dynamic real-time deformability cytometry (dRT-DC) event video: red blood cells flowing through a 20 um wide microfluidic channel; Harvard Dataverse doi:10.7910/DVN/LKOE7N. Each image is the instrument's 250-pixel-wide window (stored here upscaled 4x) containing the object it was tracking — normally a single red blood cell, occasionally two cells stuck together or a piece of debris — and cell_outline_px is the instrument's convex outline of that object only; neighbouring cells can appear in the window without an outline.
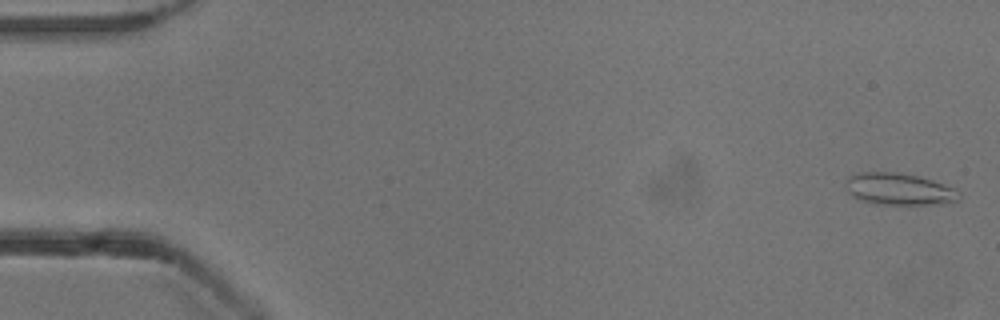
{"species": "common noctule bat (a hibernating species)", "species_latin": "Nyctalus noctula", "temperature_condition": "cold", "stored_images_in_passage": 54, "camera_frame_rate_fps": 3000, "um_per_image_px": 0.085, "animal": {"sex": "male", "body_mass_g": 13.3}, "frame": {"image": 1, "passage_image": 2, "time_ms": 0.333, "image_size_px": [1000, 320], "cell_outline_px": [[960, 200], [948, 204], [872, 204], [860, 200], [852, 196], [848, 192], [844, 184], [844, 180], [848, 176], [856, 172], [896, 172], [920, 176], [956, 188], [960, 192]], "centroid_in_image_um": [76.41, 16.07], "position_along_channel_um": 8.6, "area_um2": 21.62}}
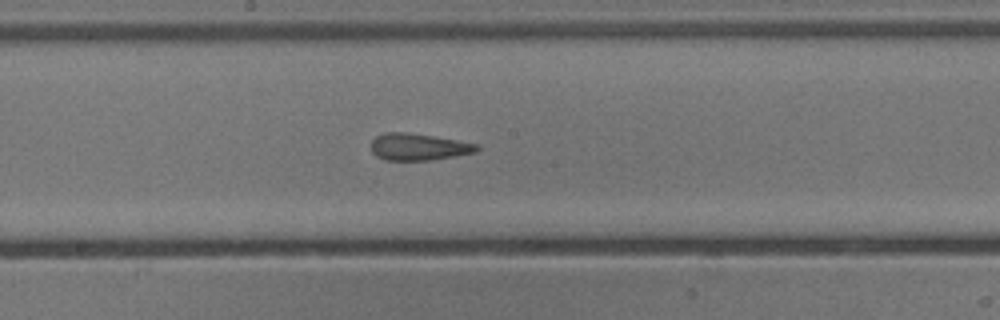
{"frame": {"image": 2, "passage_image": 29, "time_ms": 9.333, "image_size_px": [1000, 320], "cell_outline_px": [[480, 148], [476, 152], [456, 156], [432, 160], [384, 160], [376, 156], [372, 152], [372, 140], [376, 136], [388, 132], [408, 132], [480, 144]], "centroid_in_image_um": [35.59, 12.49], "position_along_channel_um": 212.6, "area_um2": 16.59}}
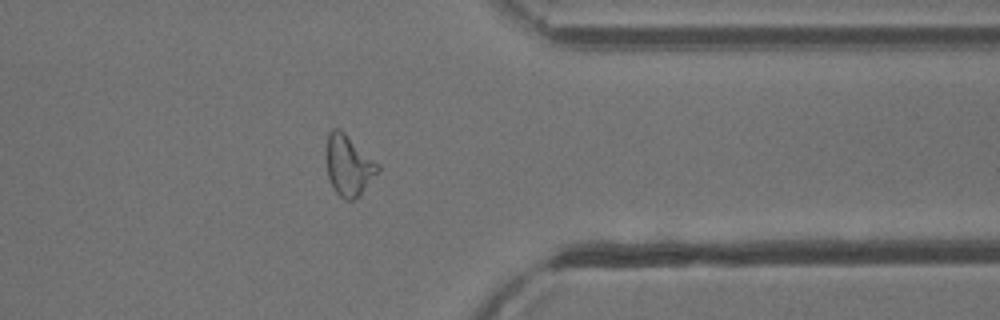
{"frame": {"image": 3, "passage_image": 43, "time_ms": 14.0, "image_size_px": [1000, 320], "cell_outline_px": [[380, 168], [360, 196], [356, 200], [344, 200], [336, 192], [328, 176], [324, 156], [328, 132], [332, 128], [340, 128], [380, 164]], "centroid_in_image_um": [29.61, 14.03], "position_along_channel_um": 381.8, "area_um2": 18.61}, "authors_computed_cell_mechanics": {"area_um2": 18.4671, "velocity_mm_per_s": 3.8544, "shape_relaxation_time_tau1_ms": 7.5657, "shape_relaxation_time_tau2_ms": 2.2032, "deformation_change_tau1": 0.171, "deformation_change_tau2": 0.1098}}